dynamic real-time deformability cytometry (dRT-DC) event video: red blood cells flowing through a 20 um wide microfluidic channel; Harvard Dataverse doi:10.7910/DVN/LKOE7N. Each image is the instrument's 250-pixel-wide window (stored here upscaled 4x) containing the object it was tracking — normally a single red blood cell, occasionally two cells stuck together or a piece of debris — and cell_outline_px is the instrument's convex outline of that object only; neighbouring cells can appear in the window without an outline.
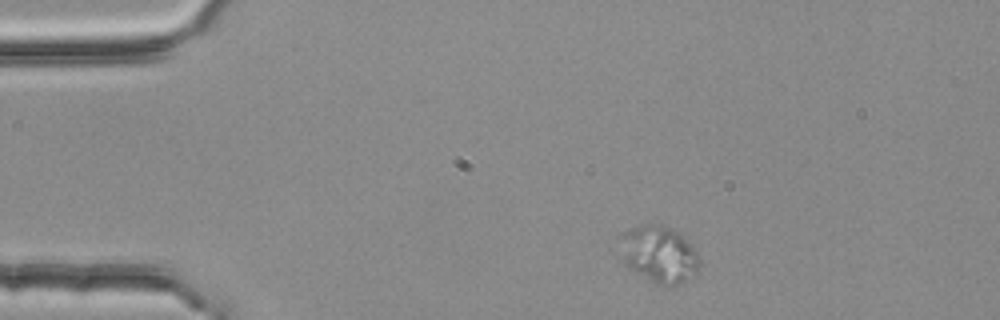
{"species": "common noctule bat (a hibernating species)", "species_latin": "Nyctalus noctula", "temperature_condition": "room temperature", "stored_images_in_passage": 3, "camera_frame_rate_fps": 3000, "um_per_image_px": 0.085, "animal": {"sex": "female", "body_mass_g": 25.1}, "frame": {"image": 1, "passage_image": 1, "time_ms": 0.0, "image_size_px": [1000, 320], "cell_outline_px": [[700, 264], [696, 272], [680, 284], [672, 288], [656, 284], [624, 264], [624, 232], [632, 228], [644, 224], [656, 224], [672, 228], [680, 232], [684, 236], [696, 252]], "centroid_in_image_um": [56.1, 21.63], "position_along_channel_um": 28.9, "area_um2": 25.72}}